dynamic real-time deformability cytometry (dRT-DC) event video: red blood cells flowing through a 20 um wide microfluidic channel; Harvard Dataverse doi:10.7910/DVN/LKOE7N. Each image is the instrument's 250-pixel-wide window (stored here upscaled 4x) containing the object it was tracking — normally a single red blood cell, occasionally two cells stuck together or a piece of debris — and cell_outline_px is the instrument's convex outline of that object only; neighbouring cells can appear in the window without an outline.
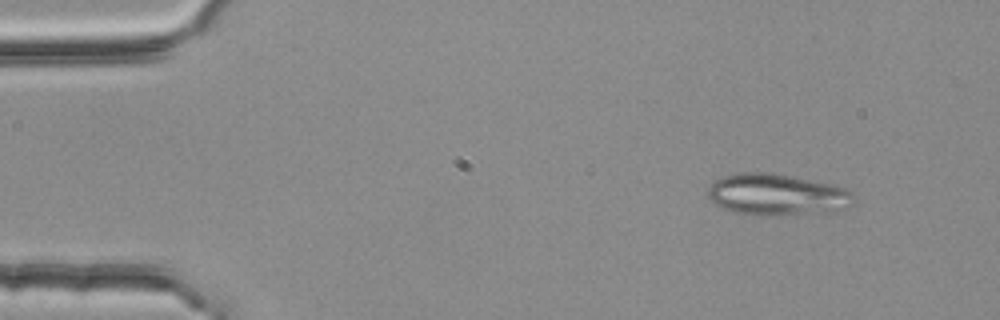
{"species": "common noctule bat (a hibernating species)", "species_latin": "Nyctalus noctula", "temperature_condition": "room temperature", "stored_images_in_passage": 3, "camera_frame_rate_fps": 3000, "um_per_image_px": 0.085, "animal": {"sex": "female", "body_mass_g": 25.1}, "frame": {"image": 1, "passage_image": 1, "time_ms": 0.0, "image_size_px": [1000, 320], "cell_outline_px": [[856, 204], [832, 212], [736, 212], [724, 208], [716, 204], [708, 196], [708, 188], [720, 176], [740, 172], [772, 172], [832, 184], [844, 188], [852, 192]], "centroid_in_image_um": [66.07, 16.47], "position_along_channel_um": 18.9, "area_um2": 34.1}}